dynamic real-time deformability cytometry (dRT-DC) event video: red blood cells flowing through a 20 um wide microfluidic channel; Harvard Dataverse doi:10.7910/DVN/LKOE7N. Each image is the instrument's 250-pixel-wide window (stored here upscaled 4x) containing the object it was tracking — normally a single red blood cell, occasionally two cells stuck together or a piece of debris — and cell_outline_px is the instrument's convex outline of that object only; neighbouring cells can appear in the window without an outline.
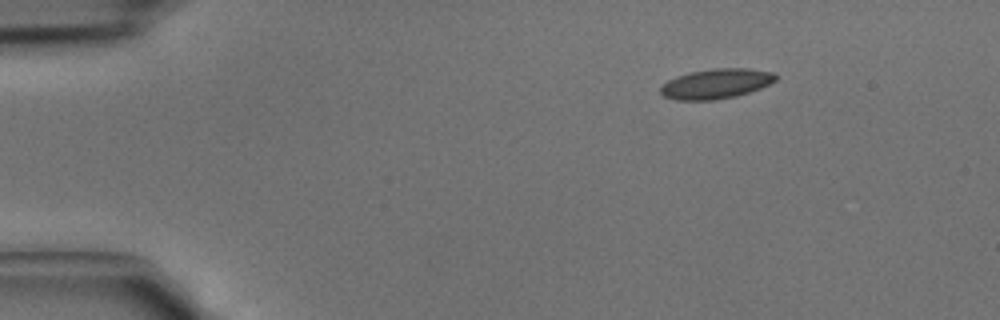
{"species": "common noctule bat (a hibernating species)", "species_latin": "Nyctalus noctula", "temperature_condition": "cold", "stored_images_in_passage": 4, "camera_frame_rate_fps": 3000, "um_per_image_px": 0.085, "animal": {"sex": "male", "body_mass_g": 15.6}, "frame": {"image": 1, "passage_image": 1, "time_ms": 0.0, "image_size_px": [1000, 320], "cell_outline_px": [[776, 80], [760, 88], [736, 96], [716, 100], [676, 100], [664, 96], [660, 92], [660, 88], [668, 80], [676, 76], [692, 72], [712, 68], [748, 68], [776, 72]], "centroid_in_image_um": [60.88, 7.11], "position_along_channel_um": 24.1, "area_um2": 20.06}}
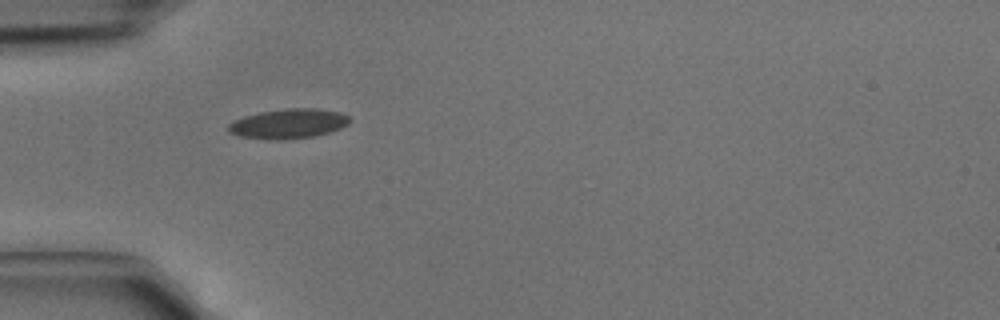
{"frame": {"image": 2, "passage_image": 3, "time_ms": 0.667, "image_size_px": [1000, 320], "cell_outline_px": [[352, 120], [348, 124], [340, 128], [316, 136], [280, 140], [272, 140], [240, 136], [228, 132], [228, 124], [244, 116], [260, 112], [288, 108], [316, 108], [340, 112], [348, 116]], "centroid_in_image_um": [24.53, 10.51], "position_along_channel_um": 60.5, "area_um2": 20.98}}